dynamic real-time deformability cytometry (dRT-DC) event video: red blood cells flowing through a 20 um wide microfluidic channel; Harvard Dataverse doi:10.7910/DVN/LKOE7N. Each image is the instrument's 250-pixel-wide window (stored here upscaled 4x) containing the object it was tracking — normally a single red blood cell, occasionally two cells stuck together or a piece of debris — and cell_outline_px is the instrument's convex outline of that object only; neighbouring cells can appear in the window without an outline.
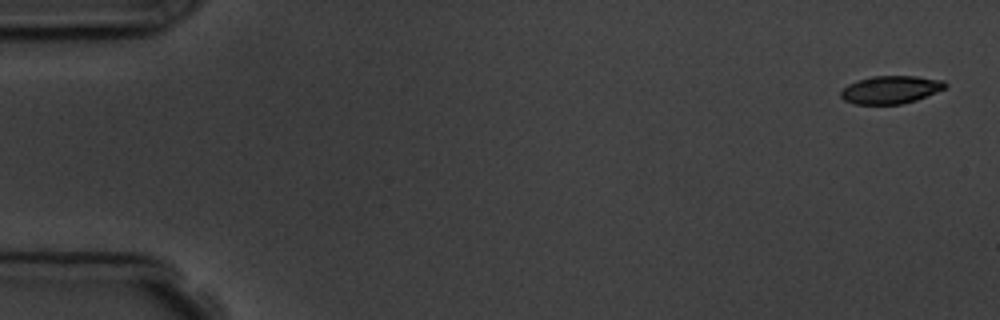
{"species": "common noctule bat (a hibernating species)", "species_latin": "Nyctalus noctula", "temperature_condition": "room temperature", "stored_images_in_passage": 4, "camera_frame_rate_fps": 3000, "um_per_image_px": 0.085, "animal": {"sex": "male", "body_mass_g": 19.5, "forearm_length_mm": 54.6}, "frame": {"image": 1, "passage_image": 1, "time_ms": 0.0, "image_size_px": [1000, 320], "cell_outline_px": [[948, 84], [944, 88], [916, 100], [900, 104], [852, 104], [844, 100], [840, 96], [840, 92], [848, 84], [856, 80], [872, 76], [916, 76], [944, 80]], "centroid_in_image_um": [75.67, 7.62], "position_along_channel_um": 9.3, "area_um2": 16.94}}